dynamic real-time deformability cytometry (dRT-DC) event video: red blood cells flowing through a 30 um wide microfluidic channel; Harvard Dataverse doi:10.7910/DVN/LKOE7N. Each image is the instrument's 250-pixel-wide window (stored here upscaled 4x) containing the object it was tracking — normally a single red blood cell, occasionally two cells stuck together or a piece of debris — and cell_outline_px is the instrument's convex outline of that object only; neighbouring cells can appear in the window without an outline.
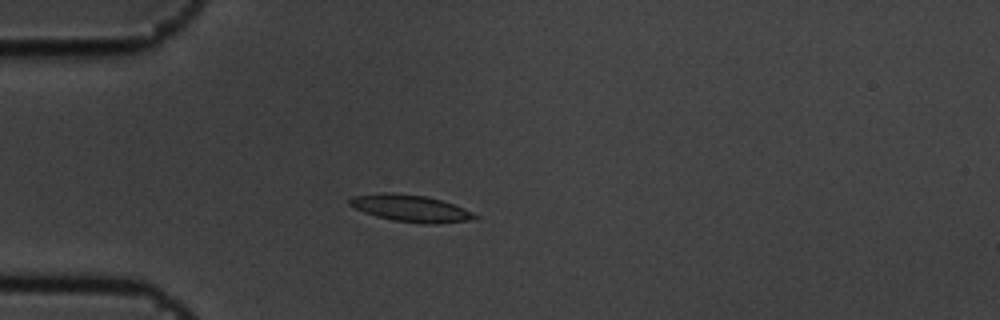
{"species": "common noctule bat (a hibernating species)", "species_latin": "Nyctalus noctula", "temperature_condition": "cold", "stored_images_in_passage": 4, "camera_frame_rate_fps": 3000, "um_per_image_px": 0.085, "animal": {"sex": "male", "body_mass_g": 19.5, "forearm_length_mm": 54.6}, "frame": {"image": 1, "passage_image": 3, "time_ms": 0.667, "image_size_px": [1000, 320], "cell_outline_px": [[480, 216], [476, 220], [436, 224], [424, 224], [392, 220], [376, 216], [364, 212], [348, 204], [348, 200], [352, 196], [380, 192], [392, 192], [428, 196], [464, 208]], "centroid_in_image_um": [34.92, 17.71], "position_along_channel_um": 50.1, "area_um2": 19.88}}